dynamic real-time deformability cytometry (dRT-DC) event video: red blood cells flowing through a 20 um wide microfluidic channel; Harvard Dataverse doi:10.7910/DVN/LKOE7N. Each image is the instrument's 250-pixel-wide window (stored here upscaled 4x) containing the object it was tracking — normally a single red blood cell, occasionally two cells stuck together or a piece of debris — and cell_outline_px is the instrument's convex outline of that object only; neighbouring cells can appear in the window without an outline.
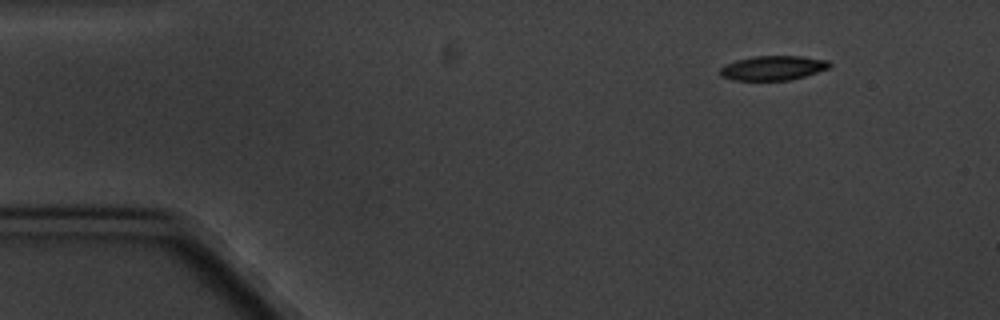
{"species": "common noctule bat (a hibernating species)", "species_latin": "Nyctalus noctula", "temperature_condition": "cold", "stored_images_in_passage": 3, "camera_frame_rate_fps": 3000, "um_per_image_px": 0.085, "animal": {"sex": "male", "body_mass_g": 20.1, "forearm_length_mm": 53.5}, "frame": {"image": 1, "passage_image": 1, "time_ms": 0.0, "image_size_px": [1000, 320], "cell_outline_px": [[832, 64], [828, 68], [804, 76], [788, 80], [732, 80], [720, 76], [720, 68], [736, 60], [756, 56], [800, 56], [828, 60]], "centroid_in_image_um": [65.7, 5.77], "position_along_channel_um": 19.3, "area_um2": 15.43}}